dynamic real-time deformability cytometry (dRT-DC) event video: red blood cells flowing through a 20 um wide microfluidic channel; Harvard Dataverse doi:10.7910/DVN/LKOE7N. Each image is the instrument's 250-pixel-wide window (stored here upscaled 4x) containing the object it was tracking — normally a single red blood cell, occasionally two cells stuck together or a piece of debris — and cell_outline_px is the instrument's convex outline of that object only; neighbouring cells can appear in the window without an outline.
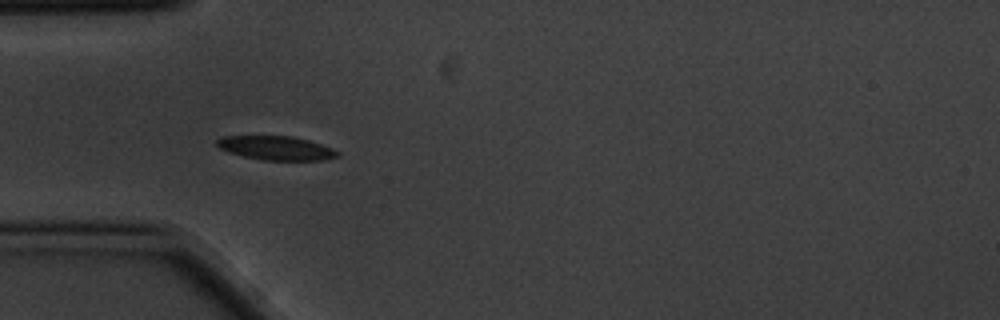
{"species": "common noctule bat (a hibernating species)", "species_latin": "Nyctalus noctula", "temperature_condition": "cold", "stored_images_in_passage": 3, "camera_frame_rate_fps": 3000, "um_per_image_px": 0.085, "animal": {"sex": "male", "body_mass_g": 20.1, "forearm_length_mm": 53.5}, "frame": {"image": 1, "passage_image": 3, "time_ms": 0.667, "image_size_px": [1000, 320], "cell_outline_px": [[340, 156], [324, 160], [260, 160], [228, 152], [220, 148], [216, 144], [216, 140], [220, 136], [292, 136], [308, 140], [332, 148], [340, 152]], "centroid_in_image_um": [23.47, 12.58], "position_along_channel_um": 61.5, "area_um2": 16.88}}